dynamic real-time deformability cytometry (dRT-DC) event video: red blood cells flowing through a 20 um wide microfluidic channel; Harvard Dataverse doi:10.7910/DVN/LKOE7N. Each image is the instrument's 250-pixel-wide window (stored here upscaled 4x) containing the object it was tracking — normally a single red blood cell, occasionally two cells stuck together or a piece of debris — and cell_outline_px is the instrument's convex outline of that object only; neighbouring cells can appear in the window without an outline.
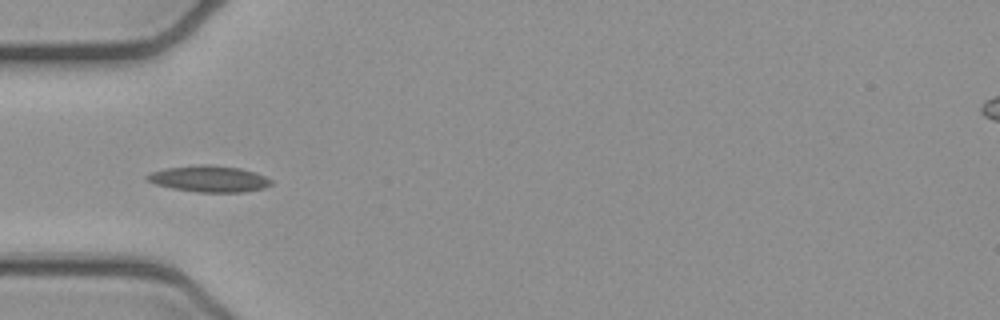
{"species": "common noctule bat (a hibernating species)", "species_latin": "Nyctalus noctula", "temperature_condition": "cold", "stored_images_in_passage": 7, "camera_frame_rate_fps": 3000, "um_per_image_px": 0.085, "animal": {"sex": "female", "body_mass_g": 21.9}, "frame": {"image": 1, "passage_image": 5, "time_ms": 1.333, "image_size_px": [1000, 320], "cell_outline_px": [[272, 184], [264, 188], [244, 192], [196, 192], [172, 188], [156, 184], [148, 180], [144, 176], [152, 172], [168, 168], [200, 164], [208, 164], [240, 168], [264, 176], [272, 180]], "centroid_in_image_um": [17.78, 15.2], "position_along_channel_um": 67.2, "area_um2": 18.84}}
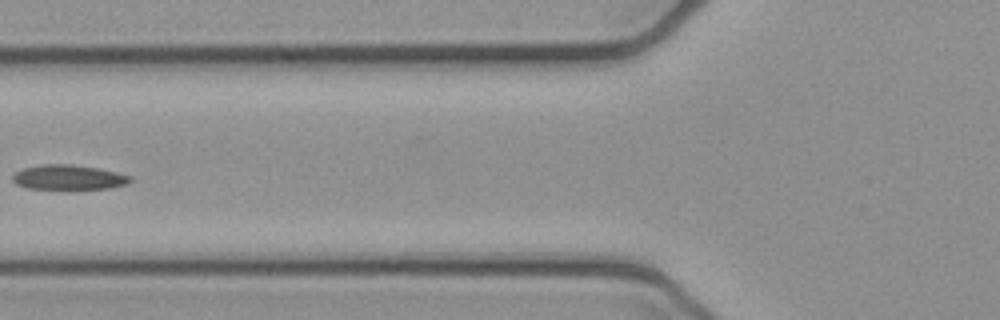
{"frame": {"image": 2, "passage_image": 6, "time_ms": 1.667, "image_size_px": [1000, 320], "cell_outline_px": [[132, 180], [128, 184], [112, 188], [28, 188], [16, 184], [12, 180], [12, 176], [16, 172], [24, 168], [44, 164], [68, 164], [96, 168], [116, 172], [132, 176]], "centroid_in_image_um": [5.85, 15.07], "position_along_channel_um": 119.9, "area_um2": 16.7}}
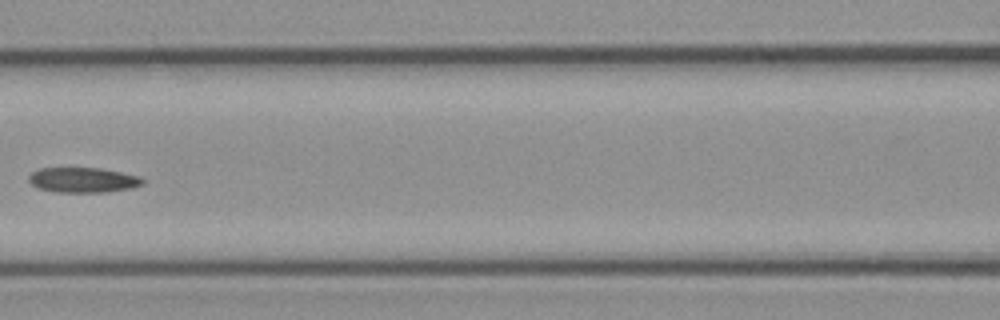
{"frame": {"image": 3, "passage_image": 7, "time_ms": 2.0, "image_size_px": [1000, 320], "cell_outline_px": [[144, 184], [132, 188], [108, 192], [56, 192], [36, 188], [28, 180], [28, 176], [32, 172], [40, 168], [100, 168], [140, 176], [144, 180]], "centroid_in_image_um": [7.05, 15.3], "position_along_channel_um": 159.5, "area_um2": 16.76}}